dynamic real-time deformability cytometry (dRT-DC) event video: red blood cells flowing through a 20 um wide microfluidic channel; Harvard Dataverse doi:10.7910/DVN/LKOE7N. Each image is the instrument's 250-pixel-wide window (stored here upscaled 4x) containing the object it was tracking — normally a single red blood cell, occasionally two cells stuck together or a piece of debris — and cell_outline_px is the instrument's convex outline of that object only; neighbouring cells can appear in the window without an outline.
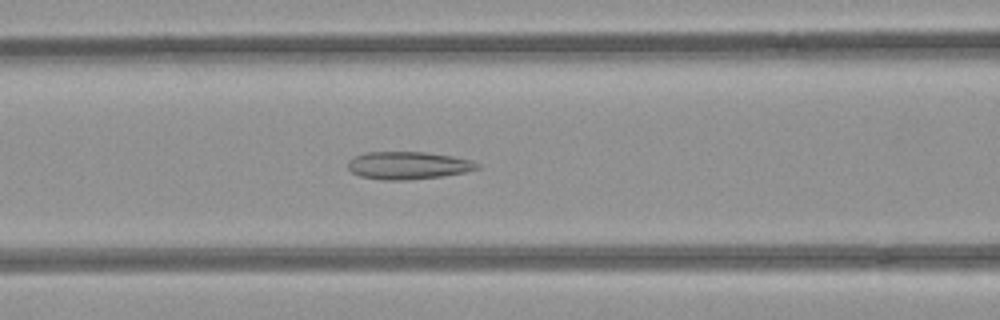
{"species": "common noctule bat (a hibernating species)", "species_latin": "Nyctalus noctula", "temperature_condition": "room temperature", "stored_images_in_passage": 51, "camera_frame_rate_fps": 3000, "um_per_image_px": 0.085, "animal": {"sex": "female", "body_mass_g": 21.9}, "frame": {"image": 1, "passage_image": 21, "time_ms": 6.667, "image_size_px": [1000, 320], "cell_outline_px": [[480, 168], [464, 172], [440, 176], [408, 180], [384, 180], [360, 176], [352, 172], [348, 168], [348, 160], [352, 156], [364, 152], [424, 152], [452, 156], [472, 160], [480, 164]], "centroid_in_image_um": [34.66, 14.05], "position_along_channel_um": 131.9, "area_um2": 20.87}}
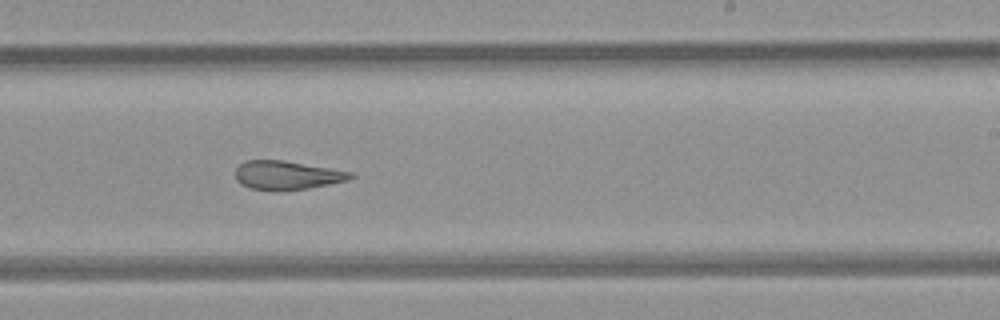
{"frame": {"image": 2, "passage_image": 31, "time_ms": 10.0, "image_size_px": [1000, 320], "cell_outline_px": [[356, 176], [348, 180], [308, 188], [276, 192], [252, 188], [240, 184], [236, 180], [236, 168], [244, 160], [284, 160], [352, 172]], "centroid_in_image_um": [24.37, 14.9], "position_along_channel_um": 264.6, "area_um2": 19.42}}
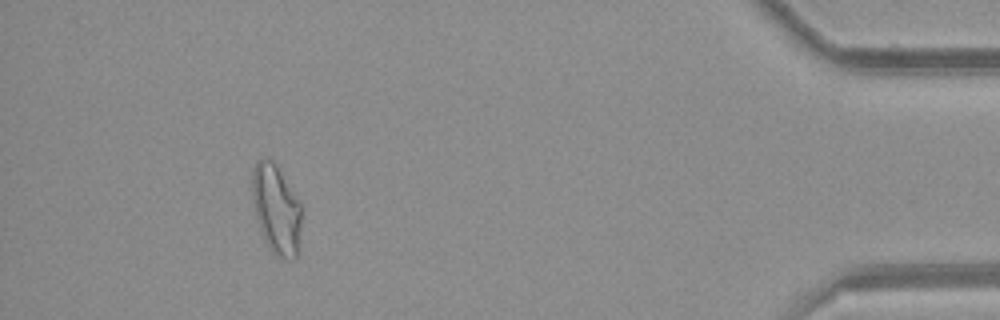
{"frame": {"image": 3, "passage_image": 47, "time_ms": 15.333, "image_size_px": [1000, 320], "cell_outline_px": [[300, 228], [296, 256], [292, 260], [276, 256], [272, 252], [264, 240], [256, 216], [252, 196], [252, 172], [256, 160], [260, 156], [272, 160], [300, 204]], "centroid_in_image_um": [23.44, 17.78], "position_along_channel_um": 411.8, "area_um2": 25.09}, "authors_computed_cell_mechanics": {"area_um2": 23.3512, "velocity_mm_per_s": 3.9827, "shape_relaxation_time_tau1_ms": null, "shape_relaxation_time_tau2_ms": 2.1213, "deformation_change_tau1": null, "deformation_change_tau2": 0.1111}}